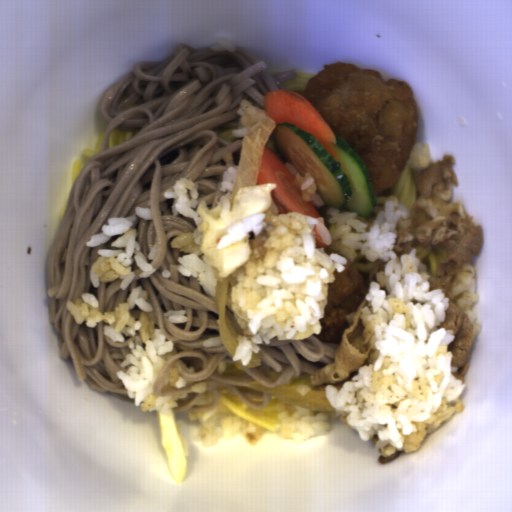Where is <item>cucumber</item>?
Masks as SVG:
<instances>
[{"mask_svg":"<svg viewBox=\"0 0 512 512\" xmlns=\"http://www.w3.org/2000/svg\"><path fill=\"white\" fill-rule=\"evenodd\" d=\"M334 136L336 157L312 133L292 124L275 123L272 130L280 159L285 164L291 162L303 177L310 173L324 204L371 218L376 212L377 197L367 168L353 146Z\"/></svg>","mask_w":512,"mask_h":512,"instance_id":"1","label":"cucumber"}]
</instances>
